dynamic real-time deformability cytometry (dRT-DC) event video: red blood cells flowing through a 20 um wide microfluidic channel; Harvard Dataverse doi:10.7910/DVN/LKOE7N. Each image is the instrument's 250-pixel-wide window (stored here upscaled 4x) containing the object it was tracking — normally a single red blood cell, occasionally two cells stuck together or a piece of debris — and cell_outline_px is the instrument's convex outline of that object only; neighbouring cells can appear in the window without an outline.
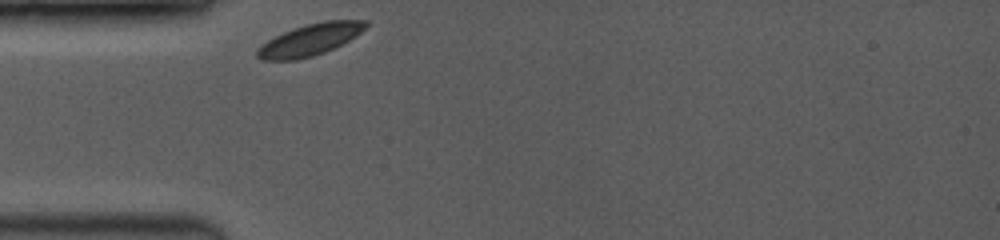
{"species": "common noctule bat (a hibernating species)", "species_latin": "Nyctalus noctula", "temperature_condition": "room temperature", "stored_images_in_passage": 12, "camera_frame_rate_fps": 3500, "um_per_image_px": 0.085, "animal": {"sex": "female", "body_mass_g": 19.0, "forearm_length_mm": 53.3}, "frame": {"image": 1, "passage_image": 1, "time_ms": 0.0, "image_size_px": [1000, 240], "cell_outline_px": [[368, 24], [356, 36], [324, 52], [312, 56], [296, 60], [260, 60], [256, 56], [256, 52], [268, 40], [292, 28], [304, 24], [324, 20], [368, 20]], "centroid_in_image_um": [26.35, 3.36], "position_along_channel_um": 58.7, "area_um2": 19.77}}
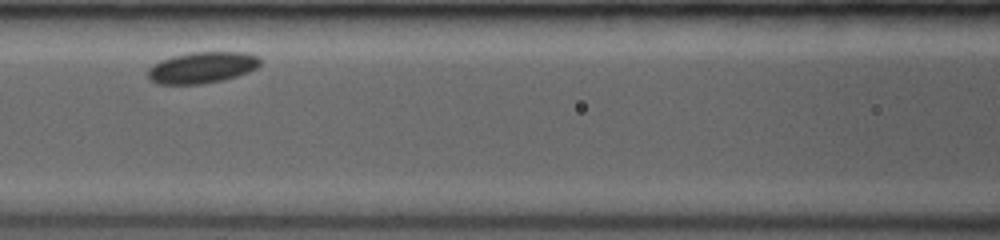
{"frame": {"image": 2, "passage_image": 6, "time_ms": 2.571, "image_size_px": [1000, 240], "cell_outline_px": [[260, 64], [256, 68], [248, 72], [224, 80], [200, 84], [156, 84], [148, 76], [148, 68], [160, 60], [172, 56], [192, 52], [244, 52], [260, 56]], "centroid_in_image_um": [17.18, 5.74], "position_along_channel_um": 149.4, "area_um2": 20.52}}
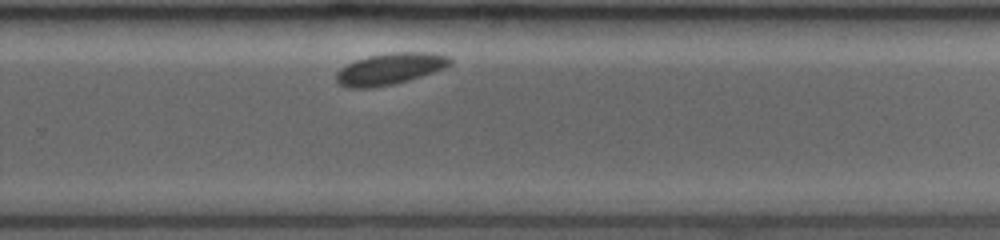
{"frame": {"image": 3, "passage_image": 12, "time_ms": 6.571, "image_size_px": [1000, 240], "cell_outline_px": [[452, 64], [444, 68], [408, 80], [392, 84], [372, 88], [348, 88], [340, 84], [336, 80], [336, 72], [340, 68], [356, 60], [368, 56], [388, 52], [432, 52], [448, 56], [452, 60]], "centroid_in_image_um": [33.14, 5.84], "position_along_channel_um": 296.7, "area_um2": 20.87}}